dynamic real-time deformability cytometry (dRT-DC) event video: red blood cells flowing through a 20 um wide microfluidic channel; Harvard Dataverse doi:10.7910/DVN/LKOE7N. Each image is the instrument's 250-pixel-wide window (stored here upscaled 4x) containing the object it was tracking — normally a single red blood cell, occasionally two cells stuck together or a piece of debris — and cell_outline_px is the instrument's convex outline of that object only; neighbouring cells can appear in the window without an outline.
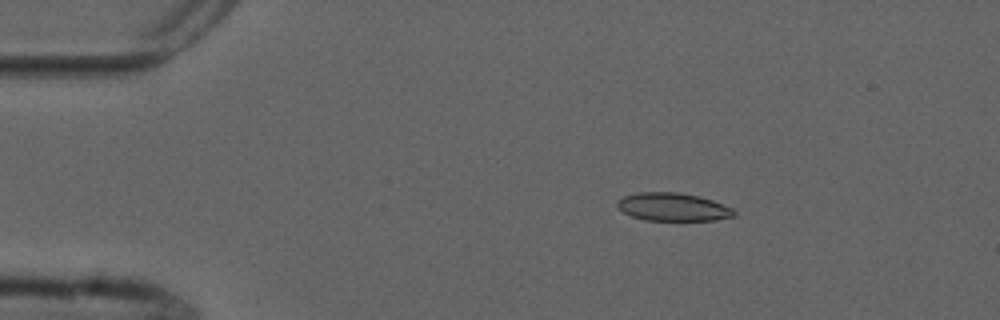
{"species": "common noctule bat (a hibernating species)", "species_latin": "Nyctalus noctula", "temperature_condition": "cold", "stored_images_in_passage": 5, "camera_frame_rate_fps": 3000, "um_per_image_px": 0.085, "animal": {"sex": "male", "forearm_length_mm": 52.5}, "frame": {"image": 1, "passage_image": 3, "time_ms": 2.333, "image_size_px": [1000, 320], "cell_outline_px": [[736, 216], [716, 220], [644, 220], [632, 216], [624, 212], [616, 204], [616, 200], [624, 196], [636, 192], [676, 192], [700, 196], [712, 200], [732, 208], [736, 212]], "centroid_in_image_um": [57.2, 17.59], "position_along_channel_um": 27.8, "area_um2": 19.13}}
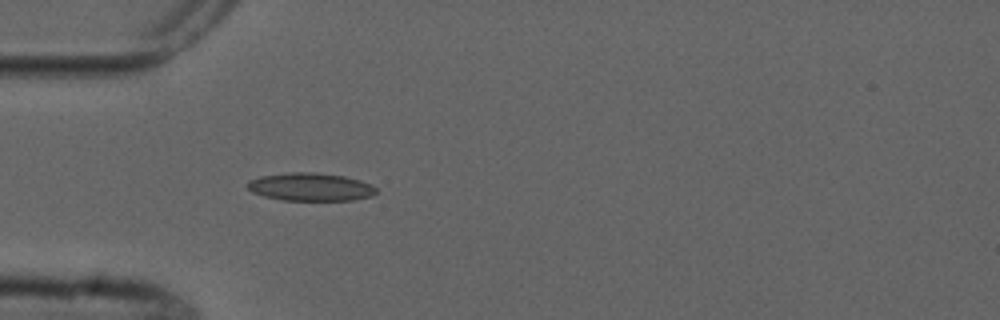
{"frame": {"image": 2, "passage_image": 5, "time_ms": 4.667, "image_size_px": [1000, 320], "cell_outline_px": [[376, 192], [372, 196], [352, 200], [284, 200], [264, 196], [252, 192], [248, 188], [248, 180], [260, 176], [292, 172], [312, 172], [344, 176], [360, 180], [372, 184], [376, 188]], "centroid_in_image_um": [26.4, 15.88], "position_along_channel_um": 58.6, "area_um2": 20.92}}